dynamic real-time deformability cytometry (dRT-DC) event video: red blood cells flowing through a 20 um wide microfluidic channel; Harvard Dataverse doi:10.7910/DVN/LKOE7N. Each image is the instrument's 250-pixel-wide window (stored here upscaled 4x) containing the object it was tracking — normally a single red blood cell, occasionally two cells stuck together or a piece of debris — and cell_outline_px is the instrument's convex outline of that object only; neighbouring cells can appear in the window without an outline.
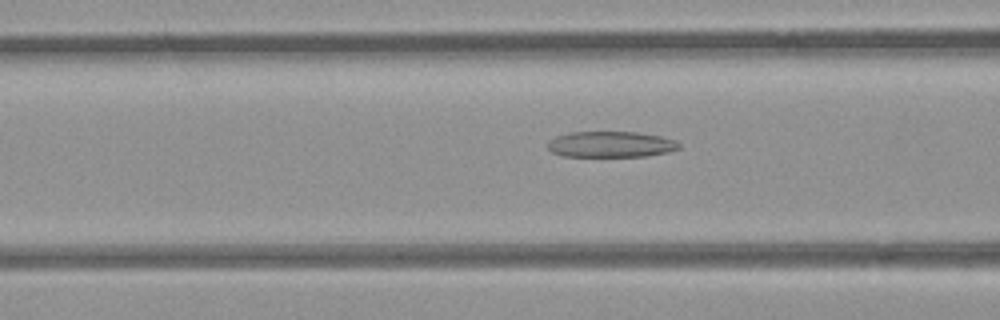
{"species": "common noctule bat (a hibernating species)", "species_latin": "Nyctalus noctula", "temperature_condition": "room temperature", "stored_images_in_passage": 53, "camera_frame_rate_fps": 3000, "um_per_image_px": 0.085, "animal": {"sex": "female", "body_mass_g": 21.9}, "frame": {"image": 1, "passage_image": 21, "time_ms": 6.667, "image_size_px": [1000, 320], "cell_outline_px": [[680, 148], [668, 152], [648, 156], [560, 156], [552, 152], [548, 148], [548, 140], [556, 136], [572, 132], [636, 132], [660, 136], [676, 140], [680, 144]], "centroid_in_image_um": [51.92, 12.27], "position_along_channel_um": 114.7, "area_um2": 19.88}}
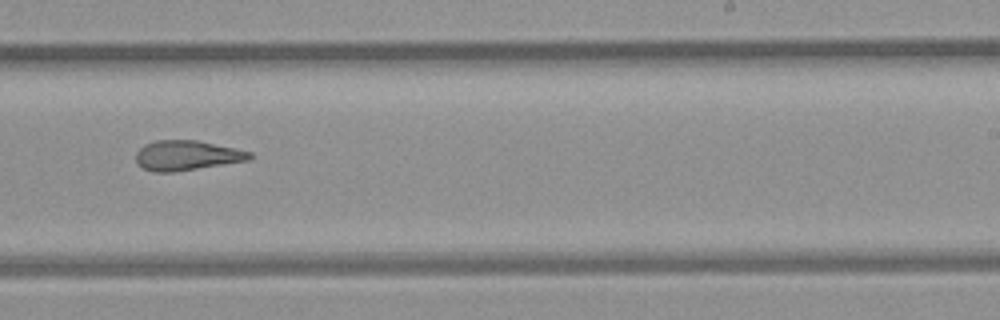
{"frame": {"image": 2, "passage_image": 33, "time_ms": 10.667, "image_size_px": [1000, 320], "cell_outline_px": [[252, 156], [248, 160], [172, 172], [152, 172], [136, 164], [136, 152], [144, 144], [156, 140], [196, 140], [236, 148], [252, 152]], "centroid_in_image_um": [15.84, 13.2], "position_along_channel_um": 273.2, "area_um2": 19.71}}
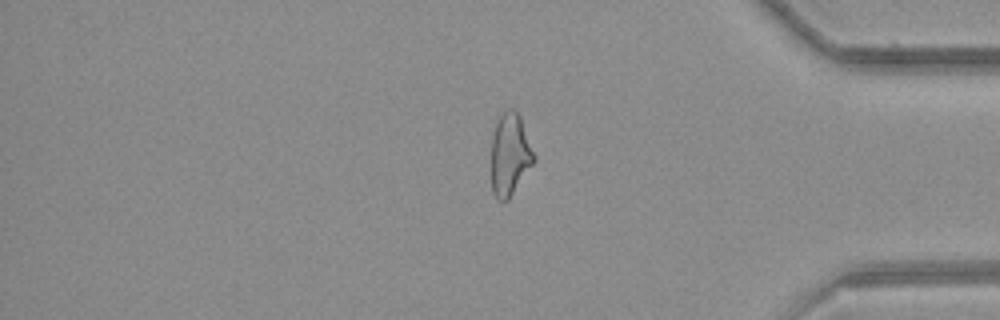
{"frame": {"image": 3, "passage_image": 44, "time_ms": 14.333, "image_size_px": [1000, 320], "cell_outline_px": [[536, 160], [508, 200], [496, 200], [492, 192], [492, 136], [496, 124], [504, 108], [512, 108], [520, 116], [536, 156]], "centroid_in_image_um": [43.35, 13.13], "position_along_channel_um": 391.8, "area_um2": 20.52}, "authors_computed_cell_mechanics": {"area_um2": 21.8484, "velocity_mm_per_s": 3.9519, "shape_relaxation_time_tau1_ms": null, "shape_relaxation_time_tau2_ms": 3.7943, "deformation_change_tau1": null, "deformation_change_tau2": 0.142}}